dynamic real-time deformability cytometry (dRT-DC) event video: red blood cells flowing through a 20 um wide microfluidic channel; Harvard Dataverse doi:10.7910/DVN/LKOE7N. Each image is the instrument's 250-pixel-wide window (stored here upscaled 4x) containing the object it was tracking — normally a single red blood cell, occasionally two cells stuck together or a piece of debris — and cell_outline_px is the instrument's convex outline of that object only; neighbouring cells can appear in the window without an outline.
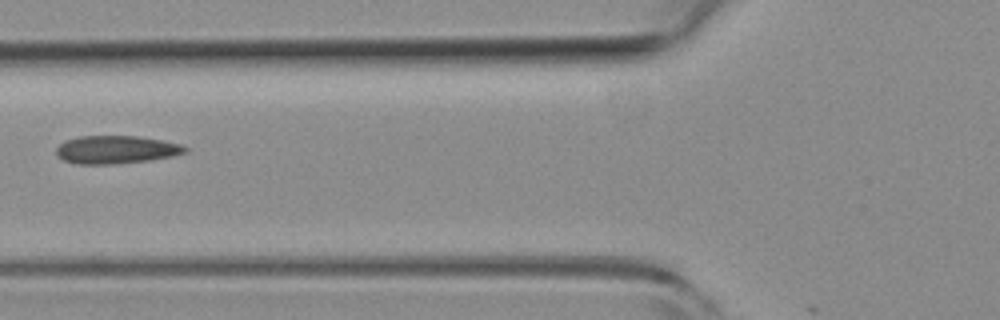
{"species": "common noctule bat (a hibernating species)", "species_latin": "Nyctalus noctula", "temperature_condition": "room temperature", "stored_images_in_passage": 6, "camera_frame_rate_fps": 3000, "um_per_image_px": 0.085, "animal": {"sex": "female", "body_mass_g": 19.3, "forearm_length_mm": 54.1}, "frame": {"image": 1, "passage_image": 6, "time_ms": 1.667, "image_size_px": [1000, 320], "cell_outline_px": [[188, 152], [172, 156], [148, 160], [116, 164], [76, 164], [64, 160], [56, 156], [56, 148], [60, 144], [68, 140], [80, 136], [136, 136], [160, 140], [180, 144], [188, 148]], "centroid_in_image_um": [9.86, 12.73], "position_along_channel_um": 115.9, "area_um2": 20.92}}